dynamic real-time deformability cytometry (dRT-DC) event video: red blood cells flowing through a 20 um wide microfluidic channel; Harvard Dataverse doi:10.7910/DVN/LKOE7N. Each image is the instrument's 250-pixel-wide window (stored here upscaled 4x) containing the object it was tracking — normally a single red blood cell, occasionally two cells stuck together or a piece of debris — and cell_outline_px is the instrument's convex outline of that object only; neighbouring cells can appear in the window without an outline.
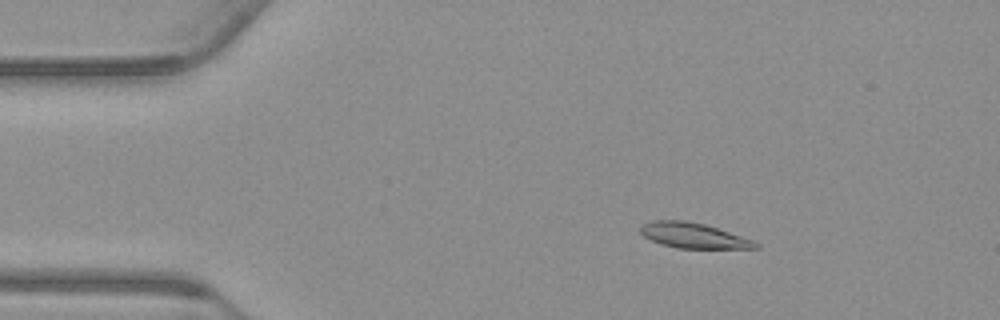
{"species": "common noctule bat (a hibernating species)", "species_latin": "Nyctalus noctula", "temperature_condition": "warm", "stored_images_in_passage": 55, "camera_frame_rate_fps": 3000, "um_per_image_px": 0.085, "animal": {"sex": "male", "body_mass_g": 23.1, "forearm_length_mm": 52.7}, "frame": {"image": 1, "passage_image": 9, "time_ms": 2.667, "image_size_px": [1000, 320], "cell_outline_px": [[760, 248], [676, 248], [660, 244], [644, 236], [640, 232], [640, 224], [652, 220], [684, 220], [704, 224], [756, 240], [760, 244]], "centroid_in_image_um": [58.95, 20.01], "position_along_channel_um": 26.0, "area_um2": 17.11}}
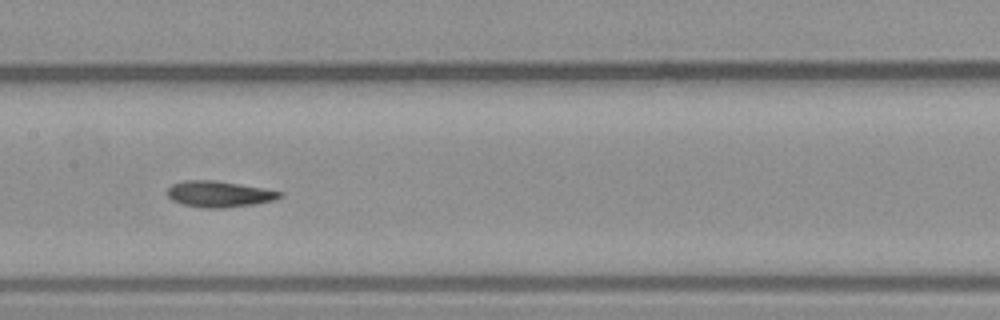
{"frame": {"image": 2, "passage_image": 27, "time_ms": 8.667, "image_size_px": [1000, 320], "cell_outline_px": [[284, 196], [272, 200], [256, 204], [228, 208], [204, 208], [184, 204], [172, 200], [168, 196], [168, 188], [172, 184], [184, 180], [216, 180], [264, 188], [284, 192]], "centroid_in_image_um": [18.66, 16.49], "position_along_channel_um": 188.7, "area_um2": 17.22}}
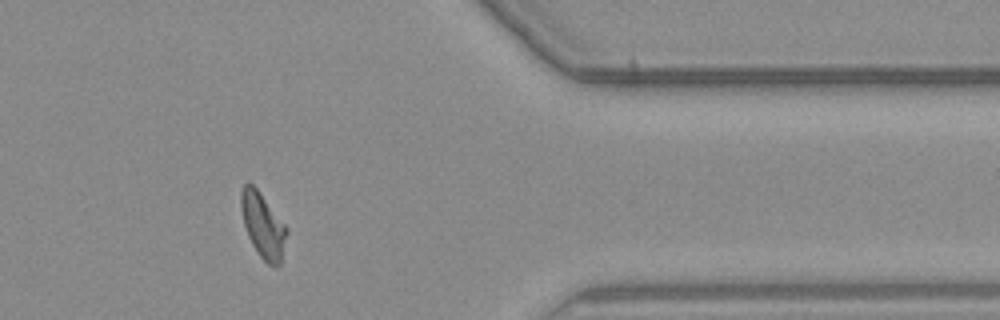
{"frame": {"image": 3, "passage_image": 45, "time_ms": 14.667, "image_size_px": [1000, 320], "cell_outline_px": [[288, 232], [280, 264], [268, 264], [260, 256], [252, 244], [248, 236], [244, 224], [240, 208], [240, 192], [244, 184], [248, 180], [256, 188], [288, 228]], "centroid_in_image_um": [22.33, 19.12], "position_along_channel_um": 389.1, "area_um2": 17.11}, "authors_computed_cell_mechanics": {"area_um2": 17.1088, "velocity_mm_per_s": 3.7409, "shape_relaxation_time_tau1_ms": 6.0208, "shape_relaxation_time_tau2_ms": 3.1054, "deformation_change_tau1": 0.175, "deformation_change_tau2": 0.0908}}